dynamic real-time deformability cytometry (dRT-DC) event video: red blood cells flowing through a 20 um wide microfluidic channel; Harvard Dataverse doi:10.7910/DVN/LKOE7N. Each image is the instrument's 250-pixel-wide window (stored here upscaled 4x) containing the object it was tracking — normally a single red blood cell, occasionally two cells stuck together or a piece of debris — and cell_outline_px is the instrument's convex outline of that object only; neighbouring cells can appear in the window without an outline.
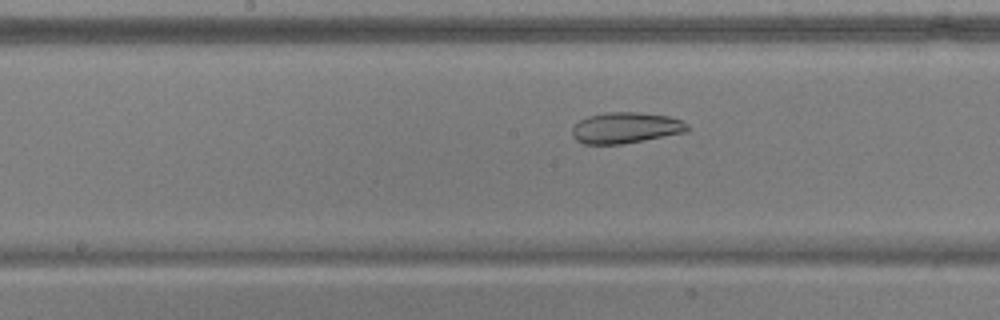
{"species": "common noctule bat (a hibernating species)", "species_latin": "Nyctalus noctula", "temperature_condition": "warm", "stored_images_in_passage": 52, "camera_frame_rate_fps": 3000, "um_per_image_px": 0.085, "animal": {"sex": "male", "body_mass_g": 17.9, "forearm_length_mm": 54.2}, "frame": {"image": 1, "passage_image": 27, "time_ms": 8.667, "image_size_px": [1000, 320], "cell_outline_px": [[688, 132], [644, 140], [620, 144], [584, 144], [576, 140], [572, 136], [572, 128], [580, 120], [588, 116], [608, 112], [636, 112], [668, 116], [680, 120], [688, 124]], "centroid_in_image_um": [53.18, 10.87], "position_along_channel_um": 195.0, "area_um2": 20.75}}
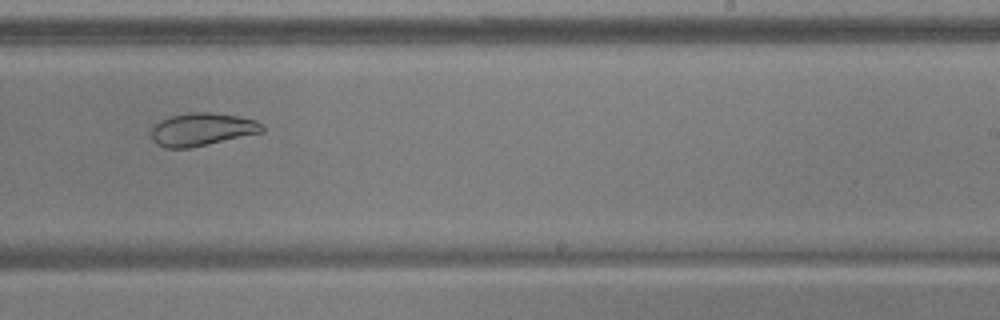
{"frame": {"image": 2, "passage_image": 33, "time_ms": 10.667, "image_size_px": [1000, 320], "cell_outline_px": [[264, 132], [208, 144], [188, 148], [164, 148], [156, 144], [152, 140], [152, 128], [160, 120], [172, 116], [188, 112], [212, 112], [236, 116], [256, 120], [264, 124]], "centroid_in_image_um": [17.18, 11.0], "position_along_channel_um": 271.8, "area_um2": 21.27}}
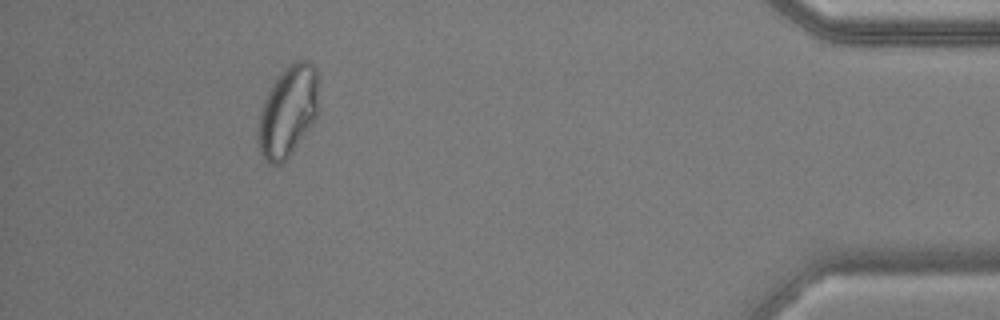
{"frame": {"image": 3, "passage_image": 48, "time_ms": 15.667, "image_size_px": [1000, 320], "cell_outline_px": [[320, 112], [312, 124], [292, 152], [280, 164], [268, 164], [264, 160], [260, 152], [256, 140], [256, 128], [260, 112], [264, 100], [272, 84], [280, 72], [292, 60], [308, 60], [316, 68], [320, 108]], "centroid_in_image_um": [24.47, 9.45], "position_along_channel_um": 410.7, "area_um2": 32.83}, "authors_computed_cell_mechanics": {"area_um2": 29.2179, "velocity_mm_per_s": 3.8604, "shape_relaxation_time_tau1_ms": null, "shape_relaxation_time_tau2_ms": 2.2714, "deformation_change_tau1": null, "deformation_change_tau2": 0.073}}